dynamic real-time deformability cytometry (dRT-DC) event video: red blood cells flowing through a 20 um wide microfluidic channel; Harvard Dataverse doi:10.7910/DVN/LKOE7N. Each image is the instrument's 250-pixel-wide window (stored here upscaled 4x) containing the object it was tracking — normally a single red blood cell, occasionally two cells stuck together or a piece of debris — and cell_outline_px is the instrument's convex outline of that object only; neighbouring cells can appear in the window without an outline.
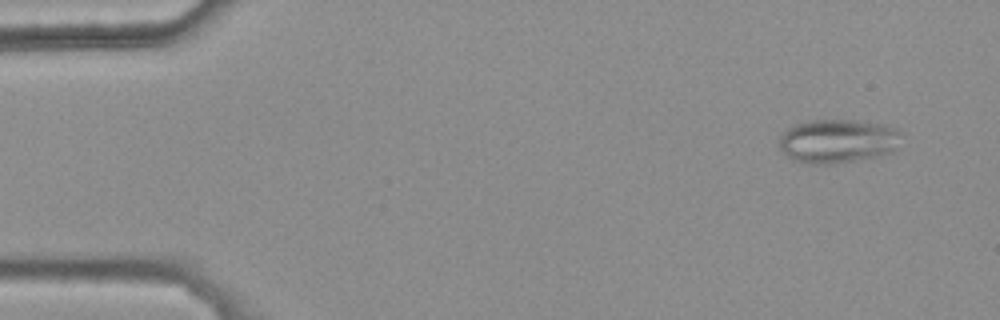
{"species": "common noctule bat (a hibernating species)", "species_latin": "Nyctalus noctula", "temperature_condition": "warm", "stored_images_in_passage": 47, "camera_frame_rate_fps": 3000, "um_per_image_px": 0.085, "animal": {"sex": "female", "body_mass_g": 25.1}, "frame": {"image": 1, "passage_image": 4, "time_ms": 1.0, "image_size_px": [1000, 320], "cell_outline_px": [[900, 132], [896, 148], [892, 152], [876, 156], [832, 164], [812, 164], [792, 160], [780, 148], [780, 136], [788, 128], [796, 124], [808, 120], [856, 120], [884, 124], [896, 128]], "centroid_in_image_um": [71.19, 11.98], "position_along_channel_um": 13.8, "area_um2": 31.04}}
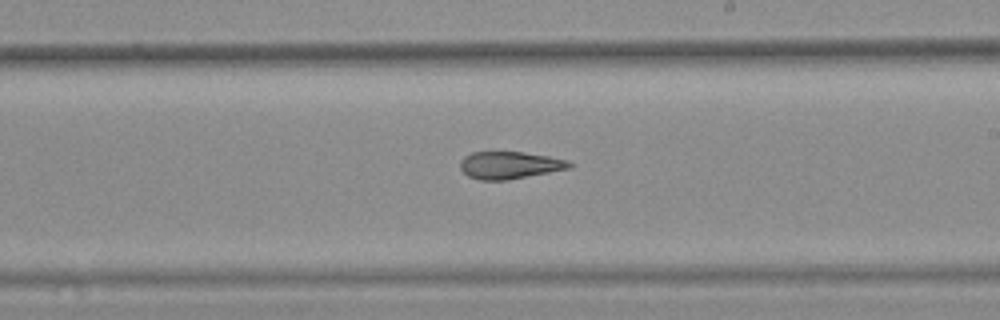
{"frame": {"image": 2, "passage_image": 31, "time_ms": 10.0, "image_size_px": [1000, 320], "cell_outline_px": [[572, 168], [508, 180], [480, 180], [468, 176], [460, 168], [460, 160], [464, 156], [472, 152], [524, 152], [548, 156], [568, 160], [572, 164]], "centroid_in_image_um": [43.32, 14.04], "position_along_channel_um": 245.7, "area_um2": 17.46}}
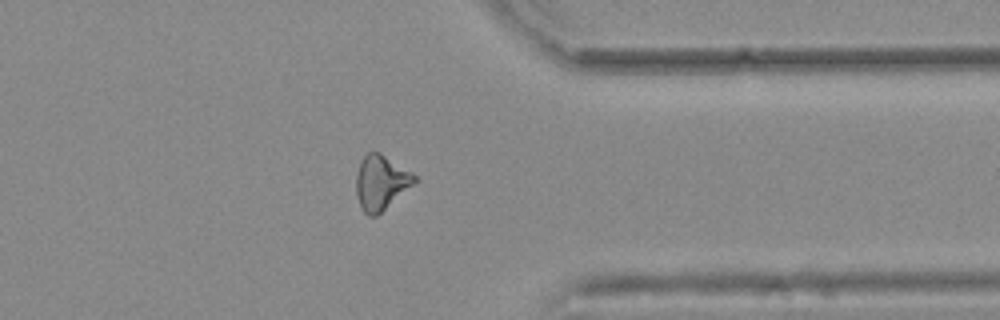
{"frame": {"image": 3, "passage_image": 42, "time_ms": 13.667, "image_size_px": [1000, 320], "cell_outline_px": [[420, 180], [376, 216], [368, 216], [364, 212], [356, 196], [356, 176], [360, 160], [368, 152], [380, 152], [412, 172]], "centroid_in_image_um": [32.4, 15.5], "position_along_channel_um": 379.0, "area_um2": 18.73}, "authors_computed_cell_mechanics": {"area_um2": 18.5538, "velocity_mm_per_s": 3.8288, "shape_relaxation_time_tau1_ms": null, "shape_relaxation_time_tau2_ms": 4.5328, "deformation_change_tau1": null, "deformation_change_tau2": 0.1473}}